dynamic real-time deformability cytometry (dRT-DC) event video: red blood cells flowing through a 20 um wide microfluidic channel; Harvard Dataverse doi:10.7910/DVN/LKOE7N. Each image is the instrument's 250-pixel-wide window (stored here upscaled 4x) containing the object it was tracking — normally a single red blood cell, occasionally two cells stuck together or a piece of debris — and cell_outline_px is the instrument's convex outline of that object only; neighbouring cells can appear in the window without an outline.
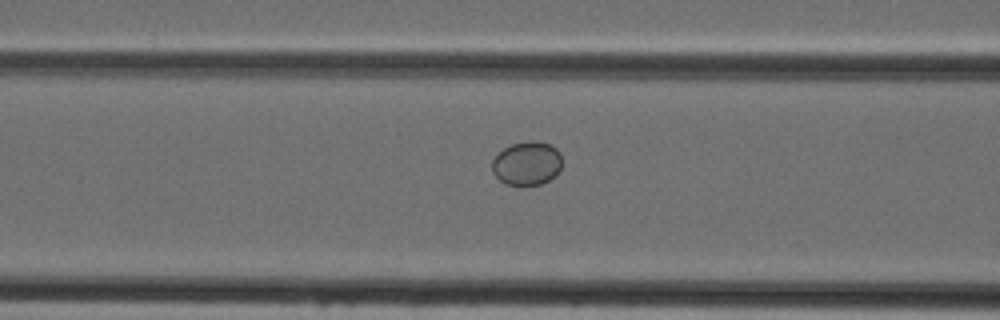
{"species": "Egyptian fruit bat (a non-hibernating species)", "species_latin": "Rousettus aegyptiacus", "temperature_condition": "cold", "stored_images_in_passage": 33, "camera_frame_rate_fps": 3000, "um_per_image_px": 0.085, "animal": {"sex": "female"}, "frame": {"image": 1, "passage_image": 5, "time_ms": 1.333, "image_size_px": [1000, 320], "cell_outline_px": [[560, 168], [556, 176], [540, 184], [504, 184], [492, 172], [492, 160], [504, 148], [512, 144], [528, 140], [536, 140], [548, 144], [556, 148], [560, 152]], "centroid_in_image_um": [44.78, 13.87], "position_along_channel_um": 121.8, "area_um2": 17.69}}
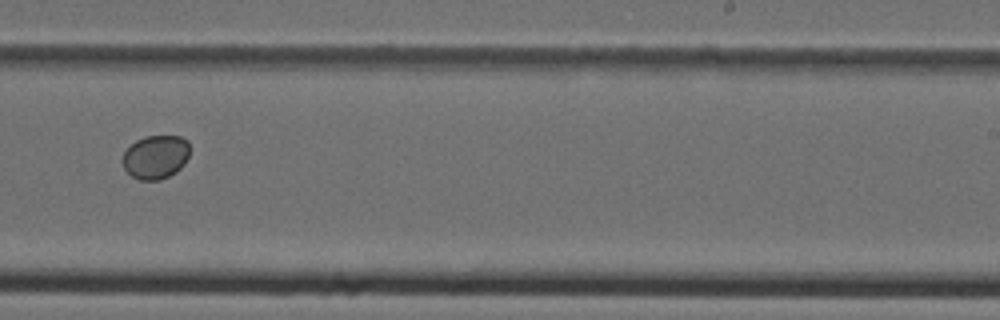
{"frame": {"image": 2, "passage_image": 16, "time_ms": 5.0, "image_size_px": [1000, 320], "cell_outline_px": [[188, 156], [184, 164], [176, 172], [160, 180], [140, 180], [132, 176], [124, 168], [124, 152], [136, 140], [144, 136], [180, 136], [188, 140]], "centroid_in_image_um": [13.24, 13.34], "position_along_channel_um": 275.8, "area_um2": 16.94}}
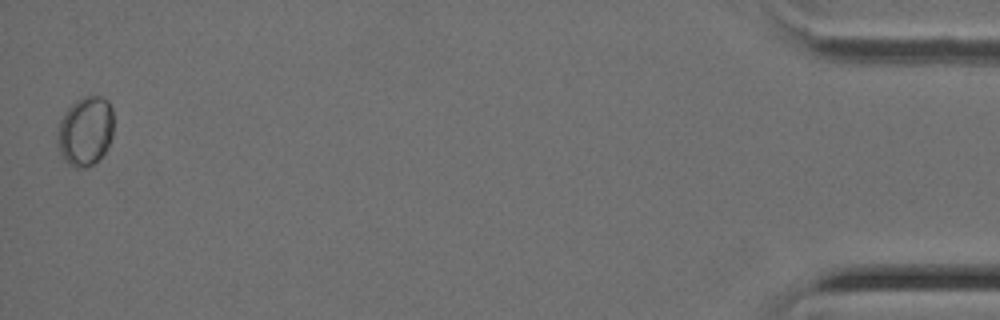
{"frame": {"image": 3, "passage_image": 33, "time_ms": 10.667, "image_size_px": [1000, 320], "cell_outline_px": [[112, 136], [108, 148], [104, 156], [88, 168], [76, 168], [68, 164], [64, 160], [56, 144], [56, 136], [60, 120], [64, 112], [76, 100], [84, 96], [100, 96], [108, 100], [112, 108]], "centroid_in_image_um": [7.25, 11.17], "position_along_channel_um": 428.0, "area_um2": 23.18}}